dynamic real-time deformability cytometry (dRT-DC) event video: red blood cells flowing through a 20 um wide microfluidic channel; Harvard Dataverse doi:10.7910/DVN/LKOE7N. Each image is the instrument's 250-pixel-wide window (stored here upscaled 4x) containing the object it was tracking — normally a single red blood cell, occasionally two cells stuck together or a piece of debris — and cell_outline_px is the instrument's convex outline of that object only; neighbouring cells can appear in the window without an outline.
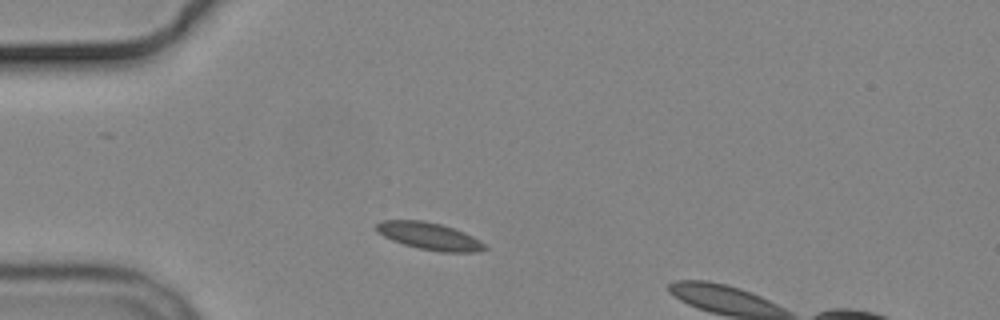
{"species": "common noctule bat (a hibernating species)", "species_latin": "Nyctalus noctula", "temperature_condition": "cold", "stored_images_in_passage": 2, "camera_frame_rate_fps": 3000, "um_per_image_px": 0.085, "animal": {"sex": "male", "body_mass_g": 19.2, "forearm_length_mm": 51.8}, "frame": {"image": 1, "passage_image": 1, "time_ms": 0.0, "image_size_px": [1000, 320], "cell_outline_px": [[488, 248], [480, 252], [440, 252], [420, 248], [404, 244], [392, 240], [376, 232], [376, 224], [380, 220], [424, 220], [440, 224], [464, 232], [480, 240]], "centroid_in_image_um": [36.49, 20.07], "position_along_channel_um": 48.5, "area_um2": 17.17}}